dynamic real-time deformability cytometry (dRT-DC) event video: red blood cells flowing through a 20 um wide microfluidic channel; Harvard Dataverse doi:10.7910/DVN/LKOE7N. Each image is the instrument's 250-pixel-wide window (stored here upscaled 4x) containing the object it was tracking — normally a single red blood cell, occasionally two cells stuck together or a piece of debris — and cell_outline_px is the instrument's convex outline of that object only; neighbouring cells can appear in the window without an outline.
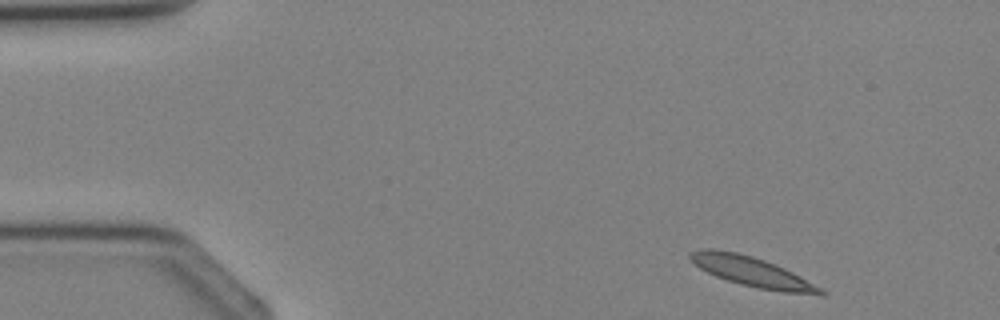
{"species": "Egyptian fruit bat (a non-hibernating species)", "species_latin": "Rousettus aegyptiacus", "temperature_condition": "cold", "stored_images_in_passage": 3, "segment_of_instrument_passage": [2, 2], "camera_frame_rate_fps": 3000, "um_per_image_px": 0.085, "animal": {"sex": "female"}, "frame": {"image": 1, "passage_image": 3, "time_ms": 2.333, "image_size_px": [1000, 320], "cell_outline_px": [[828, 292], [824, 296], [820, 296], [784, 292], [756, 288], [740, 284], [716, 276], [700, 268], [688, 256], [688, 252], [704, 248], [712, 248], [736, 252], [752, 256], [764, 260], [784, 268], [800, 276]], "centroid_in_image_um": [63.96, 23.11], "position_along_channel_um": 21.0, "area_um2": 22.6}}